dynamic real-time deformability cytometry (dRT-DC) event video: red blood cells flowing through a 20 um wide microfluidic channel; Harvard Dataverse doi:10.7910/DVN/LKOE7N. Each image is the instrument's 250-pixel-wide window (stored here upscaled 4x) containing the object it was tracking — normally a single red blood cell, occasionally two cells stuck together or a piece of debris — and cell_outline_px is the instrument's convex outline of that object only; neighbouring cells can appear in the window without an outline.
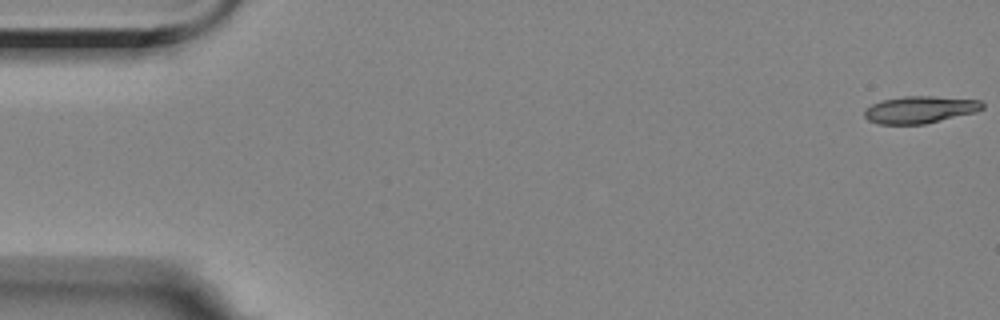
{"species": "Egyptian fruit bat (a non-hibernating species)", "species_latin": "Rousettus aegyptiacus", "temperature_condition": "room temperature", "stored_images_in_passage": 57, "camera_frame_rate_fps": 3000, "um_per_image_px": 0.085, "animal": {"sex": "female"}, "frame": {"image": 1, "passage_image": 1, "time_ms": 0.0, "image_size_px": [1000, 320], "cell_outline_px": [[984, 108], [976, 112], [924, 124], [880, 124], [868, 120], [864, 116], [864, 108], [880, 100], [904, 96], [932, 96], [980, 100], [984, 104]], "centroid_in_image_um": [78.17, 9.31], "position_along_channel_um": 6.8, "area_um2": 18.73}}
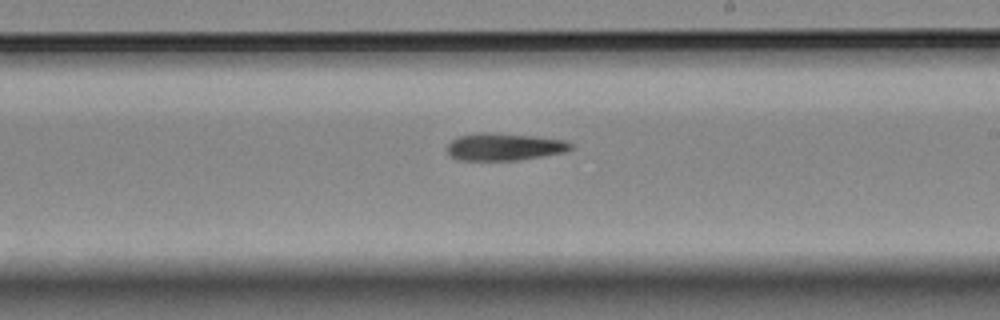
{"frame": {"image": 2, "passage_image": 33, "time_ms": 10.667, "image_size_px": [1000, 320], "cell_outline_px": [[572, 148], [564, 152], [516, 160], [456, 160], [448, 156], [448, 144], [452, 140], [460, 136], [480, 132], [488, 132], [532, 136], [564, 140], [572, 144]], "centroid_in_image_um": [42.81, 12.48], "position_along_channel_um": 246.2, "area_um2": 19.48}}
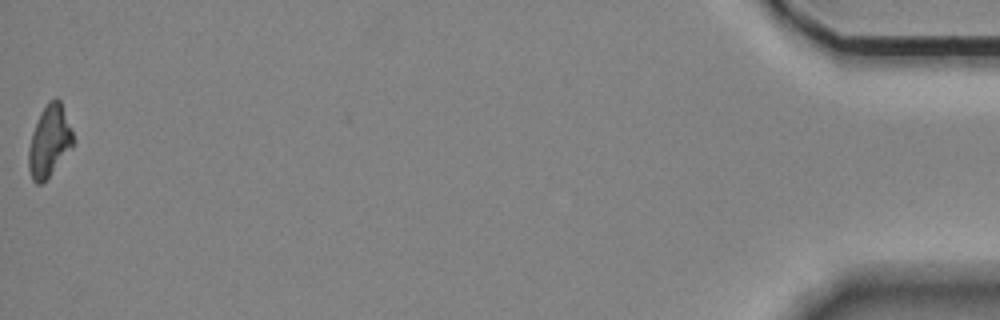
{"frame": {"image": 3, "passage_image": 57, "time_ms": 18.667, "image_size_px": [1000, 320], "cell_outline_px": [[72, 148], [48, 176], [40, 184], [36, 184], [32, 180], [28, 168], [28, 148], [32, 132], [40, 112], [48, 100], [56, 96], [60, 100], [72, 128]], "centroid_in_image_um": [4.17, 11.95], "position_along_channel_um": 431.0, "area_um2": 18.5}, "authors_computed_cell_mechanics": {"area_um2": 19.363, "velocity_mm_per_s": 3.5086, "shape_relaxation_time_tau1_ms": 5.4985, "shape_relaxation_time_tau2_ms": null, "deformation_change_tau1": 0.1845, "deformation_change_tau2": null}}